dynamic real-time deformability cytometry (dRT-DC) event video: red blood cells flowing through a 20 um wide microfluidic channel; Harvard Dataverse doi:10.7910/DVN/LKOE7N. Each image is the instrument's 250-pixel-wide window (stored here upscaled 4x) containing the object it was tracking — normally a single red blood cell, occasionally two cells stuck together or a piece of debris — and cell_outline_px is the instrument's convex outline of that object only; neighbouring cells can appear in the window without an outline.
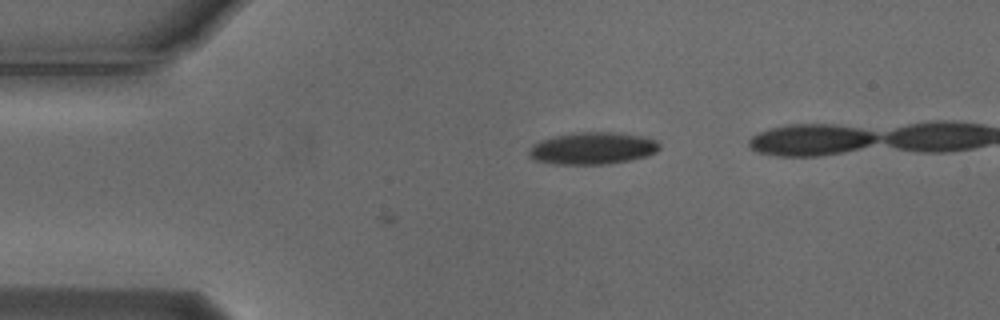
{"species": "Egyptian fruit bat (a non-hibernating species)", "species_latin": "Rousettus aegyptiacus", "temperature_condition": "cold", "stored_images_in_passage": 12, "camera_frame_rate_fps": 3000, "um_per_image_px": 0.085, "animal": {"sex": "male"}, "frame": {"image": 1, "passage_image": 12, "time_ms": 3.667, "image_size_px": [1000, 320], "cell_outline_px": [[660, 148], [656, 152], [648, 156], [608, 164], [552, 164], [536, 160], [528, 156], [528, 152], [532, 144], [540, 140], [572, 132], [612, 132], [640, 136], [656, 140], [660, 144]], "centroid_in_image_um": [50.35, 12.6], "position_along_channel_um": 34.7, "area_um2": 24.45}}